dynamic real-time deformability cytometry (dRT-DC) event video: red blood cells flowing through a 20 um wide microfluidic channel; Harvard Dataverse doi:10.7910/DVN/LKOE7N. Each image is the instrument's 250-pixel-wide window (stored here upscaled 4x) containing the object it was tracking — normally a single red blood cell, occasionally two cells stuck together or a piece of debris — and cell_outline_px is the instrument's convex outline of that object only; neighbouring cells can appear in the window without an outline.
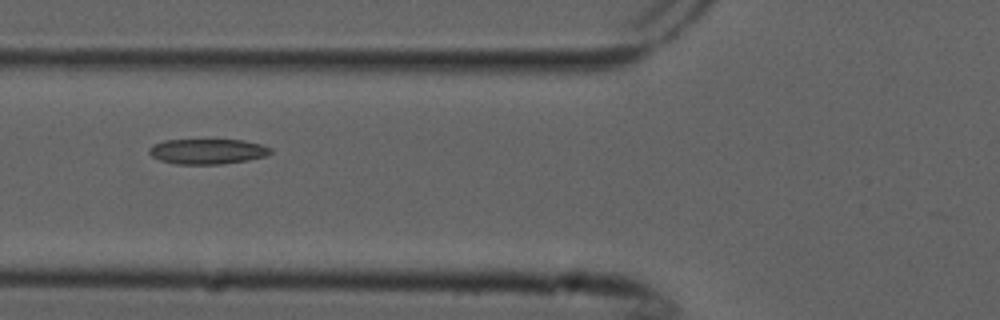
{"species": "common noctule bat (a hibernating species)", "species_latin": "Nyctalus noctula", "temperature_condition": "cold", "stored_images_in_passage": 4, "camera_frame_rate_fps": 3000, "um_per_image_px": 0.085, "animal": {"sex": "male", "forearm_length_mm": 52.5}, "frame": {"image": 1, "passage_image": 2, "time_ms": 0.333, "image_size_px": [1000, 320], "cell_outline_px": [[272, 152], [268, 156], [248, 160], [220, 164], [176, 164], [160, 160], [152, 156], [148, 152], [148, 148], [152, 144], [164, 140], [244, 140], [260, 144], [272, 148]], "centroid_in_image_um": [17.64, 12.87], "position_along_channel_um": 108.2, "area_um2": 17.98}}
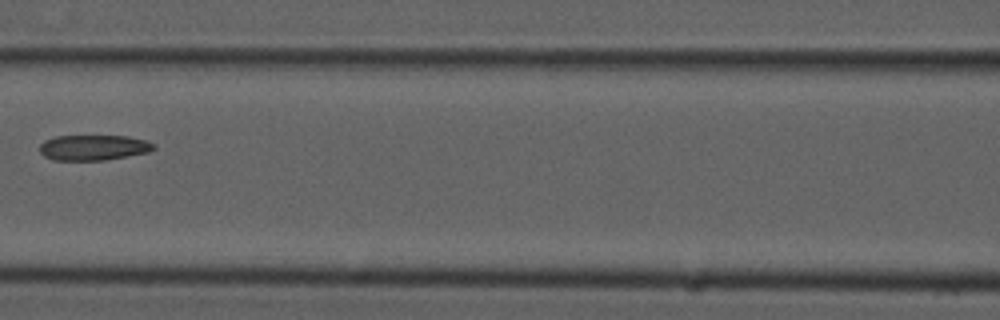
{"frame": {"image": 2, "passage_image": 3, "time_ms": 0.667, "image_size_px": [1000, 320], "cell_outline_px": [[156, 148], [148, 152], [104, 160], [52, 160], [44, 156], [40, 152], [40, 144], [44, 140], [56, 136], [128, 136], [144, 140], [156, 144]], "centroid_in_image_um": [7.93, 12.54], "position_along_channel_um": 158.7, "area_um2": 16.88}}
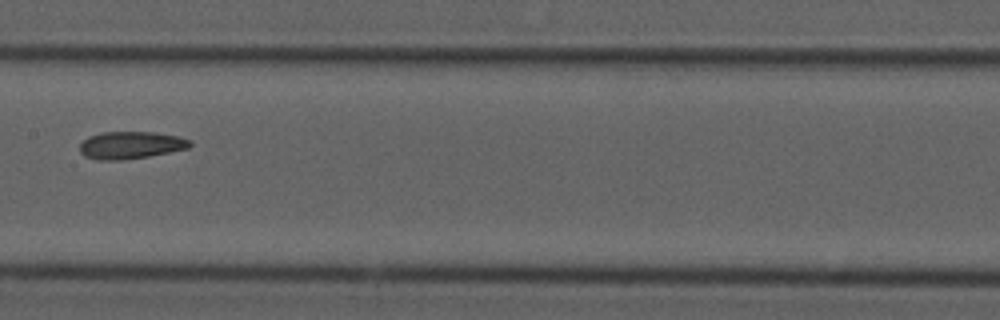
{"frame": {"image": 3, "passage_image": 4, "time_ms": 1.0, "image_size_px": [1000, 320], "cell_outline_px": [[192, 144], [188, 148], [148, 156], [124, 160], [100, 160], [84, 156], [80, 152], [80, 144], [88, 136], [104, 132], [156, 132], [180, 136], [192, 140]], "centroid_in_image_um": [11.13, 12.33], "position_along_channel_um": 196.3, "area_um2": 17.63}}